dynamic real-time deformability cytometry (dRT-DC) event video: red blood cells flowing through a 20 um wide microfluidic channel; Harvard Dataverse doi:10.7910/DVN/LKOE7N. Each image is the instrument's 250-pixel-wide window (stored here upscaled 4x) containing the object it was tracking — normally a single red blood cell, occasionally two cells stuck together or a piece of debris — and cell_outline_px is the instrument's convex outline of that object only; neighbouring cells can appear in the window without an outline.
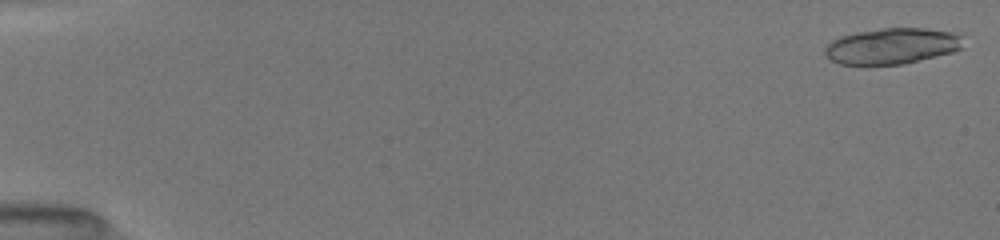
{"species": "common noctule bat (a hibernating species)", "species_latin": "Nyctalus noctula", "temperature_condition": "room temperature", "stored_images_in_passage": 20, "camera_frame_rate_fps": 3000, "um_per_image_px": 0.085, "animal": {"sex": "female", "body_mass_g": 19.5, "forearm_length_mm": 54.1}, "frame": {"image": 1, "passage_image": 1, "time_ms": 0.0, "image_size_px": [1000, 240], "cell_outline_px": [[964, 32], [960, 48], [952, 52], [904, 64], [840, 64], [832, 60], [824, 52], [824, 48], [832, 40], [840, 36], [856, 32], [880, 28], [924, 28]], "centroid_in_image_um": [75.87, 3.89], "position_along_channel_um": 9.1, "area_um2": 29.13}}
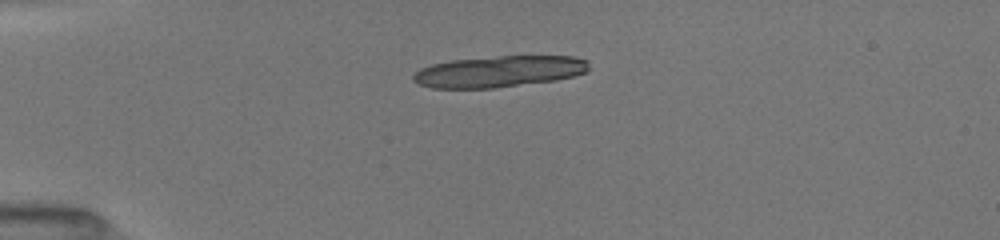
{"frame": {"image": 2, "passage_image": 13, "time_ms": 4.0, "image_size_px": [1000, 240], "cell_outline_px": [[588, 72], [576, 76], [556, 80], [492, 88], [432, 88], [420, 84], [412, 80], [412, 76], [420, 68], [432, 64], [452, 60], [500, 56], [572, 56], [588, 60]], "centroid_in_image_um": [42.44, 6.08], "position_along_channel_um": 42.6, "area_um2": 32.08}}